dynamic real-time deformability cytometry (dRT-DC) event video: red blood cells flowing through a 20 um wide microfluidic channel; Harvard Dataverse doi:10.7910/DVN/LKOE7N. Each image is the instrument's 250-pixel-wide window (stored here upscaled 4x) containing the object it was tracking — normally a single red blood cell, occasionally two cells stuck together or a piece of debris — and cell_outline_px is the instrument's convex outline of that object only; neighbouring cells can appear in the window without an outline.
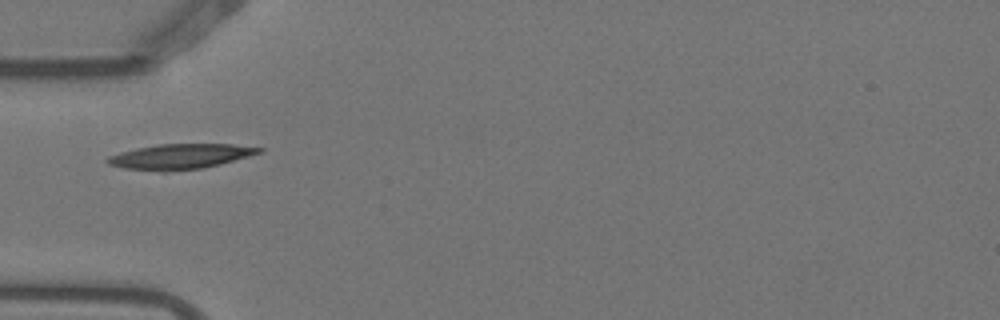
{"species": "Egyptian fruit bat (a non-hibernating species)", "species_latin": "Rousettus aegyptiacus", "temperature_condition": "warm", "stored_images_in_passage": 1, "camera_frame_rate_fps": 3000, "um_per_image_px": 0.085, "animal": {"sex": "female"}, "frame": {"image": 1, "passage_image": 1, "time_ms": 0.0, "image_size_px": [1000, 320], "cell_outline_px": [[264, 152], [220, 164], [200, 168], [164, 172], [160, 172], [124, 168], [108, 164], [104, 160], [108, 156], [120, 152], [136, 148], [160, 144], [232, 144], [264, 148]], "centroid_in_image_um": [15.3, 13.3], "position_along_channel_um": 69.7, "area_um2": 22.25}}